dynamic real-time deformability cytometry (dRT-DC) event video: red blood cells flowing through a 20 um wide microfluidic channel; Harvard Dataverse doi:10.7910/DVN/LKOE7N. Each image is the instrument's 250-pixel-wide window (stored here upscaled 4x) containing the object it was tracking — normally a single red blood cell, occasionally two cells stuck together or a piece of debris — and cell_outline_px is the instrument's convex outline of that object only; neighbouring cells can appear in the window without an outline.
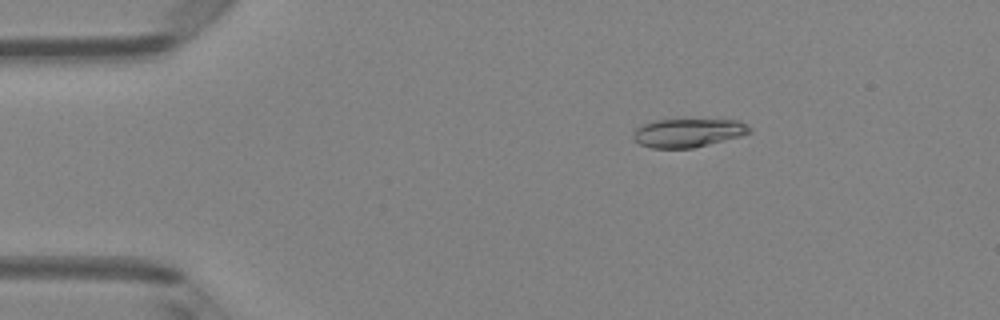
{"species": "Egyptian fruit bat (a non-hibernating species)", "species_latin": "Rousettus aegyptiacus", "temperature_condition": "room temperature", "stored_images_in_passage": 7, "camera_frame_rate_fps": 3000, "um_per_image_px": 0.085, "animal": {"sex": "female"}, "frame": {"image": 1, "passage_image": 3, "time_ms": 2.333, "image_size_px": [1000, 320], "cell_outline_px": [[752, 132], [740, 136], [692, 148], [652, 148], [640, 144], [632, 136], [632, 132], [636, 128], [652, 120], [740, 120]], "centroid_in_image_um": [58.43, 11.29], "position_along_channel_um": 26.6, "area_um2": 19.07}}
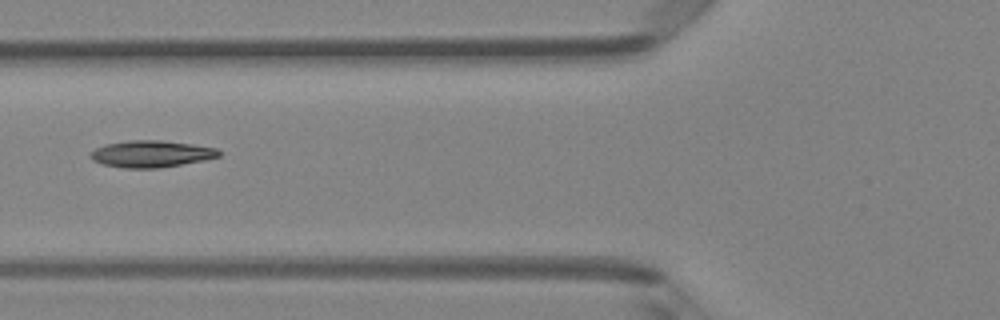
{"frame": {"image": 2, "passage_image": 6, "time_ms": 6.0, "image_size_px": [1000, 320], "cell_outline_px": [[220, 156], [204, 160], [160, 168], [124, 168], [104, 164], [92, 160], [88, 156], [96, 148], [104, 144], [128, 140], [160, 140], [192, 144], [216, 148], [220, 152]], "centroid_in_image_um": [12.84, 13.08], "position_along_channel_um": 113.0, "area_um2": 20.0}}
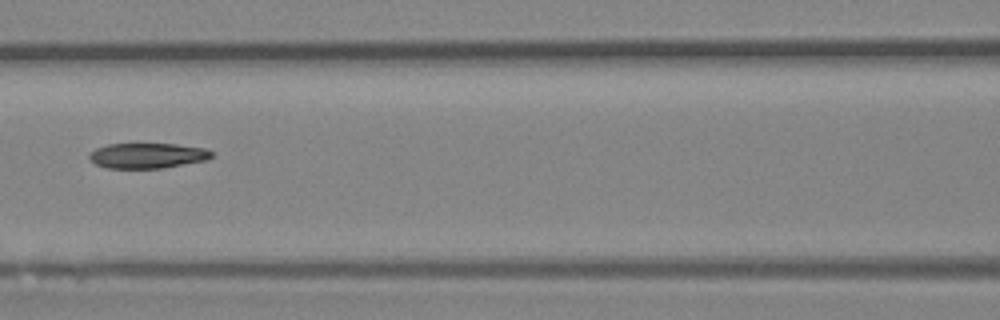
{"frame": {"image": 3, "passage_image": 7, "time_ms": 7.0, "image_size_px": [1000, 320], "cell_outline_px": [[212, 156], [208, 160], [164, 168], [104, 168], [96, 164], [88, 156], [96, 148], [108, 144], [176, 144], [208, 148], [212, 152]], "centroid_in_image_um": [12.58, 13.23], "position_along_channel_um": 154.0, "area_um2": 18.09}}